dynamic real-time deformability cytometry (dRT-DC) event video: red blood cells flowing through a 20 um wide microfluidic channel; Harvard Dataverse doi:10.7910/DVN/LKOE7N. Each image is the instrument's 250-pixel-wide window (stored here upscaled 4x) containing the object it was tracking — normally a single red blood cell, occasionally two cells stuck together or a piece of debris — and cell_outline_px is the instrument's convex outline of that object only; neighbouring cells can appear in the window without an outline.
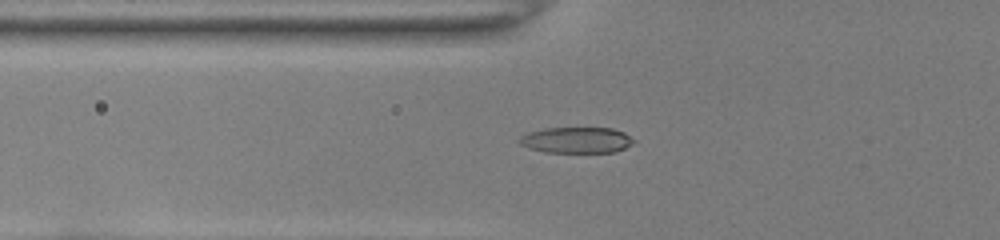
{"species": "common noctule bat (a hibernating species)", "species_latin": "Nyctalus noctula", "temperature_condition": "room temperature", "stored_images_in_passage": 44, "camera_frame_rate_fps": 3000, "um_per_image_px": 0.085, "animal": {"sex": "female", "body_mass_g": 22.0, "forearm_length_mm": 56.7}, "frame": {"image": 1, "passage_image": 12, "time_ms": 3.667, "image_size_px": [1000, 240], "cell_outline_px": [[636, 140], [632, 144], [616, 152], [544, 152], [528, 148], [520, 144], [516, 140], [520, 136], [528, 132], [544, 128], [612, 128], [624, 132]], "centroid_in_image_um": [48.98, 11.9], "position_along_channel_um": 76.8, "area_um2": 17.46}}
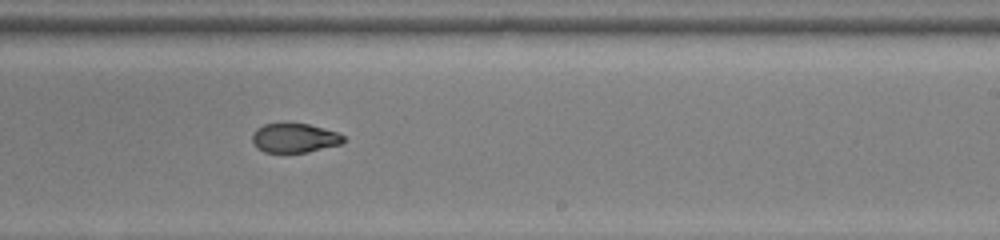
{"frame": {"image": 2, "passage_image": 26, "time_ms": 8.333, "image_size_px": [1000, 240], "cell_outline_px": [[348, 140], [340, 144], [308, 152], [264, 152], [256, 148], [252, 144], [252, 136], [256, 128], [264, 124], [308, 124], [324, 128], [336, 132], [344, 136]], "centroid_in_image_um": [25.03, 11.74], "position_along_channel_um": 264.0, "area_um2": 15.55}}
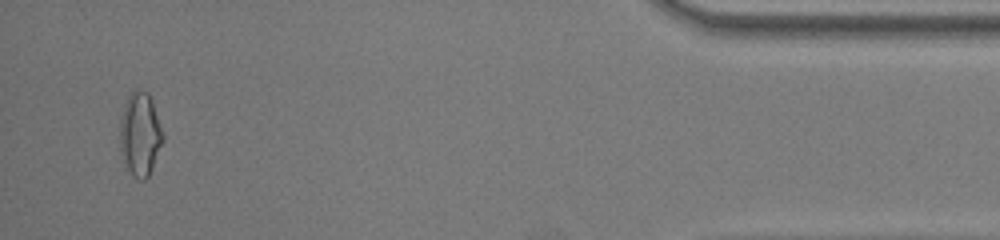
{"frame": {"image": 3, "passage_image": 42, "time_ms": 13.667, "image_size_px": [1000, 240], "cell_outline_px": [[164, 140], [152, 168], [148, 176], [144, 180], [140, 180], [132, 176], [120, 152], [120, 116], [128, 96], [136, 88], [148, 92], [152, 100], [164, 136]], "centroid_in_image_um": [11.91, 11.4], "position_along_channel_um": 423.3, "area_um2": 20.92}}